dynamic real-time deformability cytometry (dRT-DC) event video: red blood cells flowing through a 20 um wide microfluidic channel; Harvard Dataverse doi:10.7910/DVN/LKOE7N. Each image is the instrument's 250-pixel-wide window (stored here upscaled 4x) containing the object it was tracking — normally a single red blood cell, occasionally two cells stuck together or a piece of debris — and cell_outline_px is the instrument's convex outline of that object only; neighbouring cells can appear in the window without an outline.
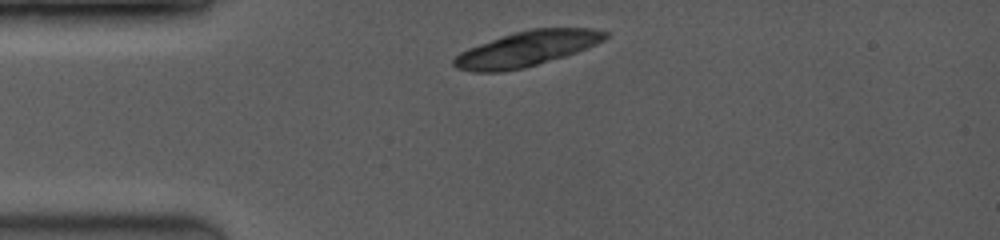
{"species": "common noctule bat (a hibernating species)", "species_latin": "Nyctalus noctula", "temperature_condition": "room temperature", "stored_images_in_passage": 1, "camera_frame_rate_fps": 3500, "um_per_image_px": 0.085, "animal": {"sex": "female", "body_mass_g": 19.0, "forearm_length_mm": 53.3}, "frame": {"image": 1, "passage_image": 1, "time_ms": 0.0, "image_size_px": [1000, 240], "cell_outline_px": [[608, 36], [604, 40], [596, 44], [576, 52], [564, 56], [524, 68], [504, 72], [472, 72], [456, 68], [452, 64], [452, 60], [460, 52], [468, 48], [512, 32], [532, 28], [592, 28], [608, 32]], "centroid_in_image_um": [44.74, 4.15], "position_along_channel_um": 40.3, "area_um2": 31.04}}